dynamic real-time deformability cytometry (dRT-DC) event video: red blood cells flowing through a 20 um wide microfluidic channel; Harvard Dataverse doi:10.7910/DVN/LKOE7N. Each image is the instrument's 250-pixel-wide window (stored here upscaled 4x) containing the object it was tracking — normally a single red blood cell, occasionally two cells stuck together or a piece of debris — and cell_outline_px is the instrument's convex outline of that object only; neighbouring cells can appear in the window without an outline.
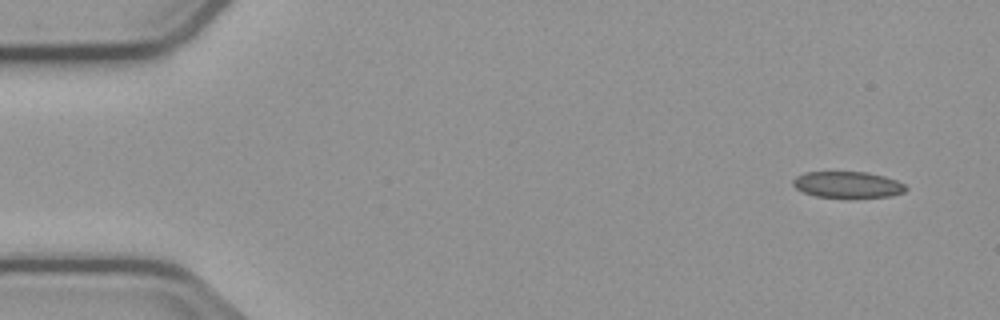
{"species": "common noctule bat (a hibernating species)", "species_latin": "Nyctalus noctula", "temperature_condition": "cold", "stored_images_in_passage": 5, "camera_frame_rate_fps": 3000, "um_per_image_px": 0.085, "animal": {"sex": "male", "body_mass_g": 23.1, "forearm_length_mm": 52.7}, "frame": {"image": 1, "passage_image": 1, "time_ms": 0.0, "image_size_px": [1000, 320], "cell_outline_px": [[908, 188], [904, 192], [892, 196], [852, 200], [848, 200], [816, 196], [804, 192], [796, 188], [792, 184], [792, 180], [796, 176], [804, 172], [868, 172], [884, 176], [896, 180], [904, 184]], "centroid_in_image_um": [72.07, 15.74], "position_along_channel_um": 12.9, "area_um2": 18.09}}